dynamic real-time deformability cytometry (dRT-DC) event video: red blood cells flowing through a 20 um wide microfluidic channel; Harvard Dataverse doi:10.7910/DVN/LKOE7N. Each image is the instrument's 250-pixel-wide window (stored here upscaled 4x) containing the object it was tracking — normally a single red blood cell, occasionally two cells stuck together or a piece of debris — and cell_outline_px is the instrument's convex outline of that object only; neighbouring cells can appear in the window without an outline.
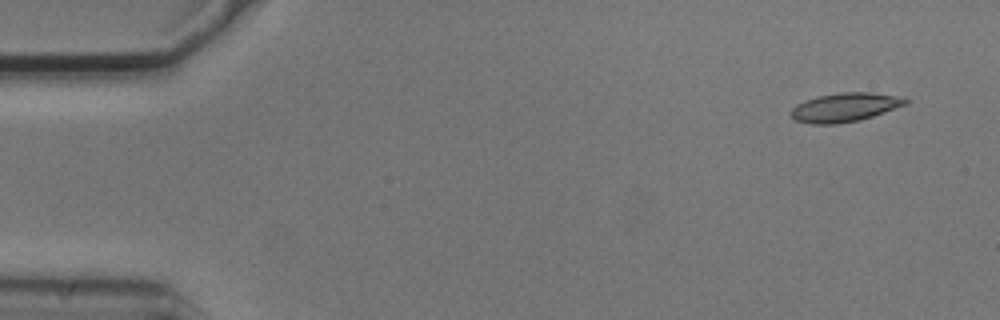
{"species": "common noctule bat (a hibernating species)", "species_latin": "Nyctalus noctula", "temperature_condition": "cold", "stored_images_in_passage": 8, "camera_frame_rate_fps": 3000, "um_per_image_px": 0.085, "animal": {"sex": "male", "body_mass_g": 20.5, "forearm_length_mm": 52.5}, "frame": {"image": 1, "passage_image": 1, "time_ms": 0.0, "image_size_px": [1000, 320], "cell_outline_px": [[912, 100], [908, 104], [860, 120], [836, 124], [812, 124], [796, 120], [788, 112], [796, 104], [804, 100], [816, 96], [840, 92], [872, 92], [904, 96]], "centroid_in_image_um": [71.86, 9.1], "position_along_channel_um": 13.1, "area_um2": 19.65}}
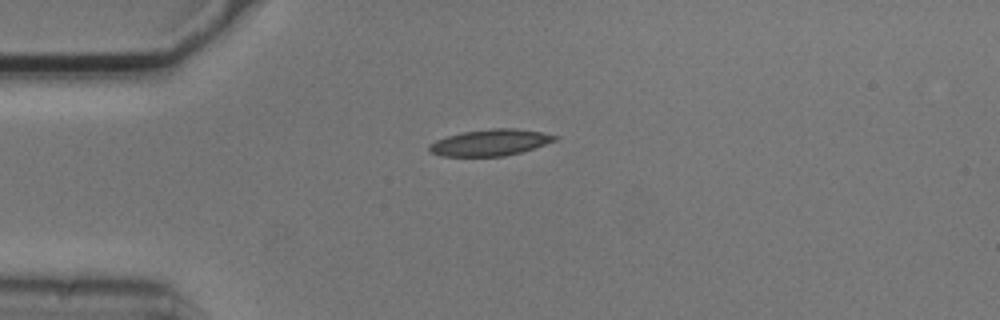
{"frame": {"image": 2, "passage_image": 4, "time_ms": 1.0, "image_size_px": [1000, 320], "cell_outline_px": [[560, 136], [556, 140], [520, 152], [504, 156], [440, 156], [428, 152], [428, 144], [436, 140], [460, 132], [492, 128], [516, 128], [540, 132]], "centroid_in_image_um": [41.61, 12.11], "position_along_channel_um": 43.4, "area_um2": 19.31}}
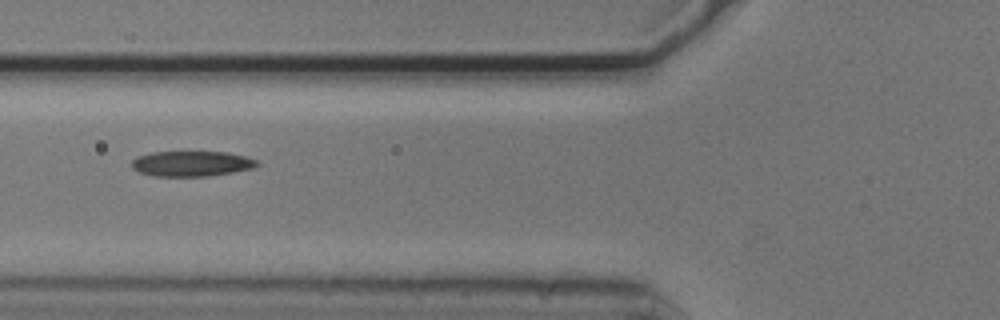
{"frame": {"image": 3, "passage_image": 6, "time_ms": 1.667, "image_size_px": [1000, 320], "cell_outline_px": [[260, 164], [252, 168], [232, 172], [208, 176], [152, 176], [140, 172], [132, 168], [132, 160], [136, 156], [152, 152], [228, 152], [260, 160]], "centroid_in_image_um": [16.29, 13.9], "position_along_channel_um": 109.5, "area_um2": 18.55}}